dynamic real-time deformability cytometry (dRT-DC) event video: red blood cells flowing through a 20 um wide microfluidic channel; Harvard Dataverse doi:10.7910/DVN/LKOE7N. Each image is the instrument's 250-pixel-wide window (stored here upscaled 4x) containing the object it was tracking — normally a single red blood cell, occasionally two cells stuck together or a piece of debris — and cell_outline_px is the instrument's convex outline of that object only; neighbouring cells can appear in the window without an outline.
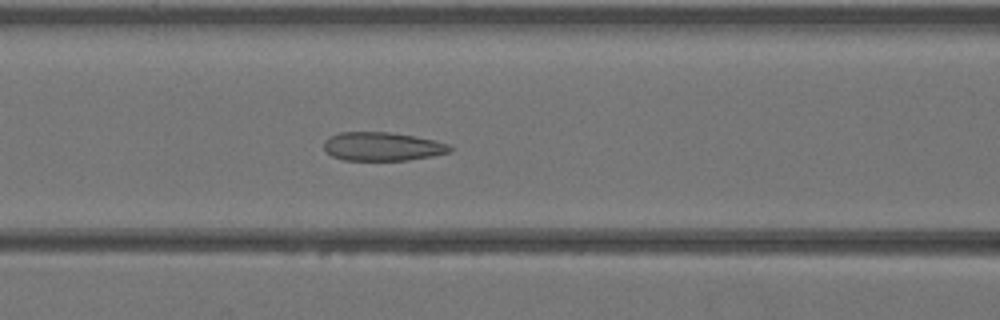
{"species": "Egyptian fruit bat (a non-hibernating species)", "species_latin": "Rousettus aegyptiacus", "temperature_condition": "warm", "stored_images_in_passage": 33, "camera_frame_rate_fps": 3000, "um_per_image_px": 0.085, "animal": {"sex": "female"}, "frame": {"image": 1, "passage_image": 8, "time_ms": 2.333, "image_size_px": [1000, 320], "cell_outline_px": [[452, 152], [432, 156], [408, 160], [344, 160], [332, 156], [324, 148], [324, 140], [328, 136], [340, 132], [388, 132], [436, 140], [448, 144], [452, 148]], "centroid_in_image_um": [32.5, 12.45], "position_along_channel_um": 134.1, "area_um2": 21.04}}
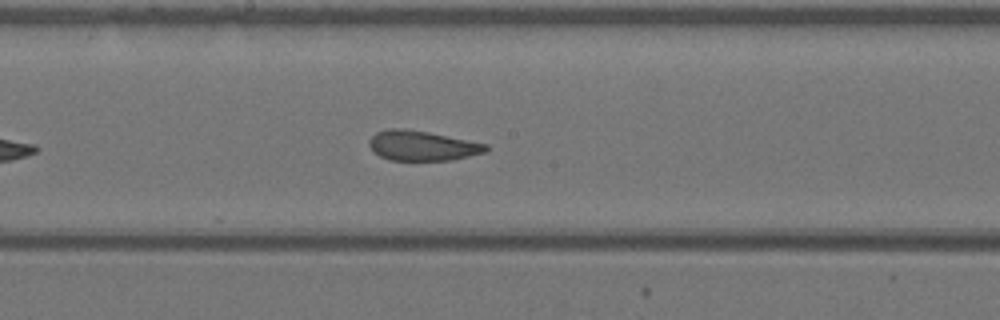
{"frame": {"image": 2, "passage_image": 13, "time_ms": 4.0, "image_size_px": [1000, 320], "cell_outline_px": [[488, 152], [452, 160], [388, 160], [380, 156], [368, 144], [368, 140], [376, 132], [388, 128], [404, 128], [428, 132], [488, 144]], "centroid_in_image_um": [35.9, 12.38], "position_along_channel_um": 212.3, "area_um2": 20.4}}
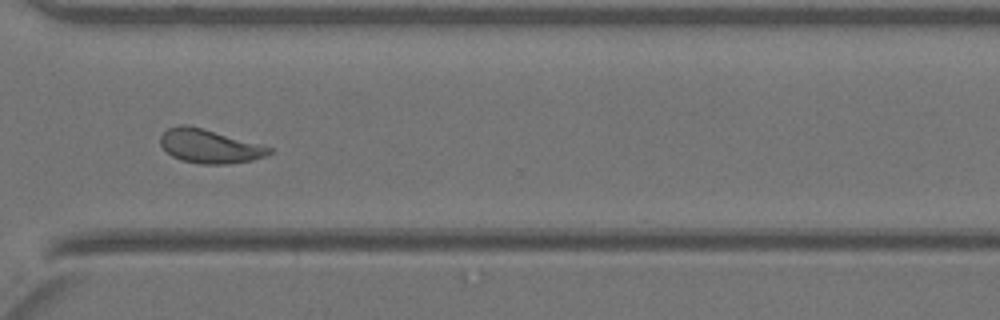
{"frame": {"image": 3, "passage_image": 22, "time_ms": 7.0, "image_size_px": [1000, 320], "cell_outline_px": [[272, 152], [264, 156], [252, 160], [228, 164], [200, 164], [180, 160], [172, 156], [160, 144], [160, 136], [168, 128], [180, 124], [188, 124], [264, 144], [272, 148]], "centroid_in_image_um": [17.82, 12.42], "position_along_channel_um": 352.8, "area_um2": 21.68}}